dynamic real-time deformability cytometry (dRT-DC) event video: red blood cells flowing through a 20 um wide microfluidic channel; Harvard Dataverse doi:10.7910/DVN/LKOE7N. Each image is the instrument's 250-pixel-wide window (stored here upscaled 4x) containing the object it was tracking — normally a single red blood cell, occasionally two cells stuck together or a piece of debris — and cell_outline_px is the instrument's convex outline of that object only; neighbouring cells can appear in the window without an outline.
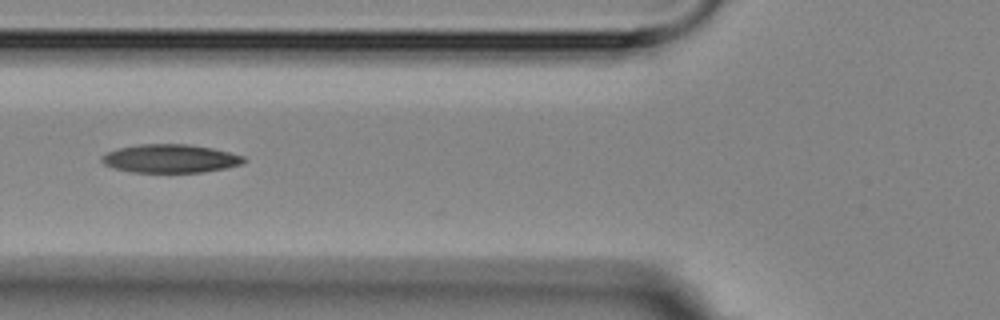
{"species": "Egyptian fruit bat (a non-hibernating species)", "species_latin": "Rousettus aegyptiacus", "temperature_condition": "room temperature", "stored_images_in_passage": 12, "camera_frame_rate_fps": 3000, "um_per_image_px": 0.085, "animal": {"sex": "female"}, "frame": {"image": 1, "passage_image": 4, "time_ms": 3.333, "image_size_px": [1000, 320], "cell_outline_px": [[248, 160], [244, 164], [204, 172], [132, 172], [112, 168], [104, 164], [100, 160], [100, 156], [108, 152], [120, 148], [140, 144], [188, 144], [212, 148], [244, 156]], "centroid_in_image_um": [14.48, 13.48], "position_along_channel_um": 111.3, "area_um2": 23.58}}
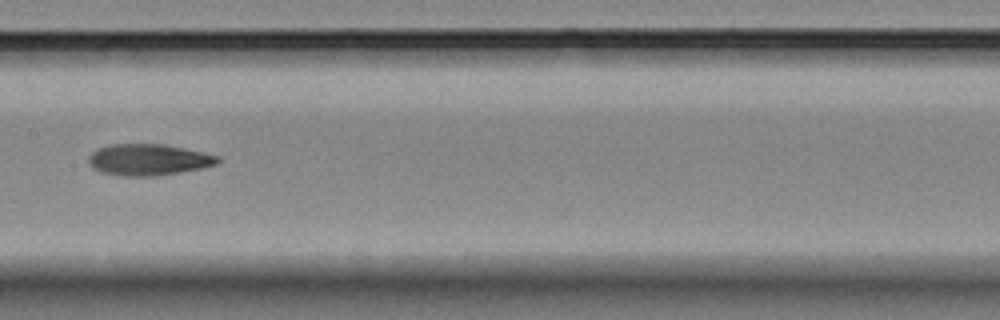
{"frame": {"image": 2, "passage_image": 6, "time_ms": 5.667, "image_size_px": [1000, 320], "cell_outline_px": [[220, 160], [216, 164], [200, 168], [180, 172], [152, 176], [124, 176], [100, 172], [92, 168], [88, 164], [88, 156], [96, 148], [112, 144], [164, 144], [184, 148], [220, 156]], "centroid_in_image_um": [12.57, 13.57], "position_along_channel_um": 194.8, "area_um2": 23.64}}
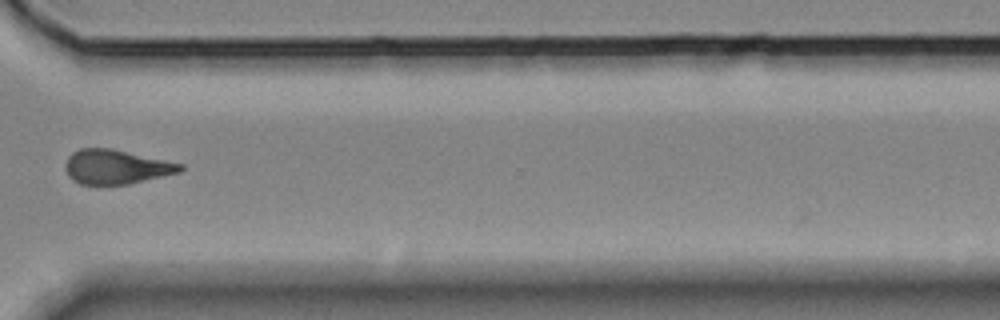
{"frame": {"image": 3, "passage_image": 10, "time_ms": 10.333, "image_size_px": [1000, 320], "cell_outline_px": [[184, 168], [180, 172], [128, 184], [80, 184], [72, 180], [68, 176], [64, 168], [64, 164], [68, 156], [72, 152], [80, 148], [112, 148], [184, 164]], "centroid_in_image_um": [9.84, 14.17], "position_along_channel_um": 360.8, "area_um2": 23.12}}